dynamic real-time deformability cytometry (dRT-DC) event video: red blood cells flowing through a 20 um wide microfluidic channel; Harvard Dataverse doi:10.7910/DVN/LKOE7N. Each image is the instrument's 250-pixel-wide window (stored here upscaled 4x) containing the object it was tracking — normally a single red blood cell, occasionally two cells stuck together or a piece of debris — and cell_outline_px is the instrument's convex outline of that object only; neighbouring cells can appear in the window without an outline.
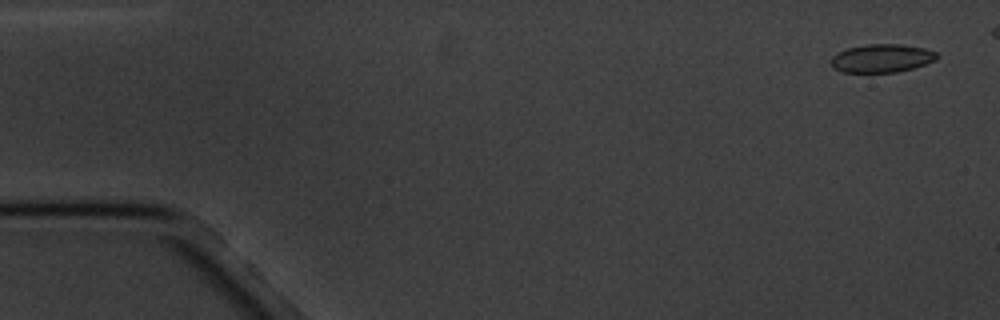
{"species": "common noctule bat (a hibernating species)", "species_latin": "Nyctalus noctula", "temperature_condition": "cold", "stored_images_in_passage": 6, "camera_frame_rate_fps": 3000, "um_per_image_px": 0.085, "animal": {"sex": "male", "body_mass_g": 20.1, "forearm_length_mm": 53.5}, "frame": {"image": 1, "passage_image": 1, "time_ms": 0.0, "image_size_px": [1000, 320], "cell_outline_px": [[940, 56], [936, 60], [912, 68], [896, 72], [844, 72], [832, 68], [832, 56], [848, 48], [868, 44], [900, 44], [924, 48], [936, 52]], "centroid_in_image_um": [74.97, 4.95], "position_along_channel_um": 10.0, "area_um2": 17.28}}